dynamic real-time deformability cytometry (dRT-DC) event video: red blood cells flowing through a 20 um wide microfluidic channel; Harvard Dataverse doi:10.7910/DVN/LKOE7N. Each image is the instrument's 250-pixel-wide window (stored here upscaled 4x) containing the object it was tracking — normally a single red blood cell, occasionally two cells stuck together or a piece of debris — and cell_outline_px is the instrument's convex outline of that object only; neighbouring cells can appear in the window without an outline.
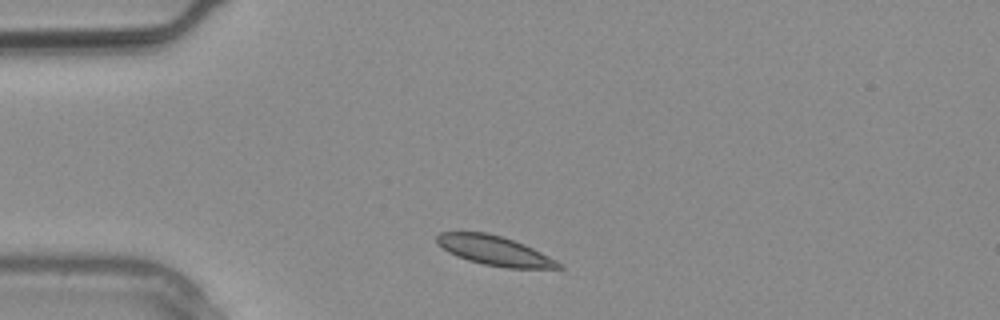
{"species": "common noctule bat (a hibernating species)", "species_latin": "Nyctalus noctula", "temperature_condition": "warm", "stored_images_in_passage": 10, "camera_frame_rate_fps": 3000, "um_per_image_px": 0.085, "animal": {"sex": "male", "body_mass_g": 20.4}, "frame": {"image": 1, "passage_image": 1, "time_ms": 0.0, "image_size_px": [1000, 320], "cell_outline_px": [[564, 268], [504, 268], [484, 264], [468, 260], [456, 256], [448, 252], [436, 244], [436, 236], [440, 232], [484, 232], [500, 236], [524, 244], [564, 264]], "centroid_in_image_um": [42.01, 21.31], "position_along_channel_um": 43.0, "area_um2": 20.87}}
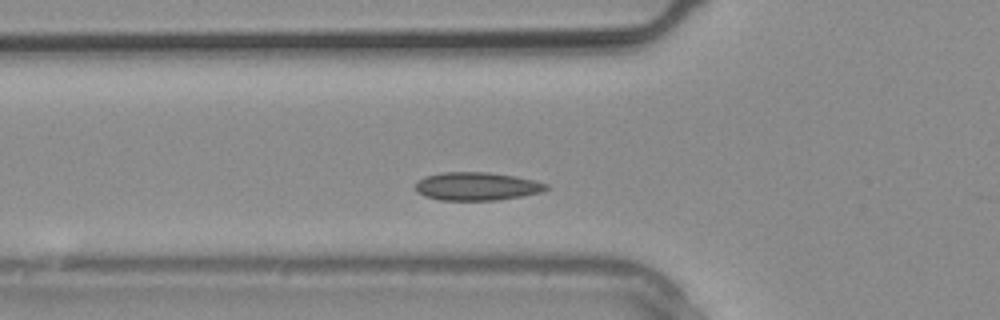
{"frame": {"image": 2, "passage_image": 4, "time_ms": 1.0, "image_size_px": [1000, 320], "cell_outline_px": [[548, 188], [540, 192], [520, 196], [496, 200], [440, 200], [424, 196], [416, 192], [416, 180], [424, 176], [444, 172], [488, 172], [516, 176], [536, 180], [548, 184]], "centroid_in_image_um": [40.5, 15.83], "position_along_channel_um": 85.3, "area_um2": 21.56}}